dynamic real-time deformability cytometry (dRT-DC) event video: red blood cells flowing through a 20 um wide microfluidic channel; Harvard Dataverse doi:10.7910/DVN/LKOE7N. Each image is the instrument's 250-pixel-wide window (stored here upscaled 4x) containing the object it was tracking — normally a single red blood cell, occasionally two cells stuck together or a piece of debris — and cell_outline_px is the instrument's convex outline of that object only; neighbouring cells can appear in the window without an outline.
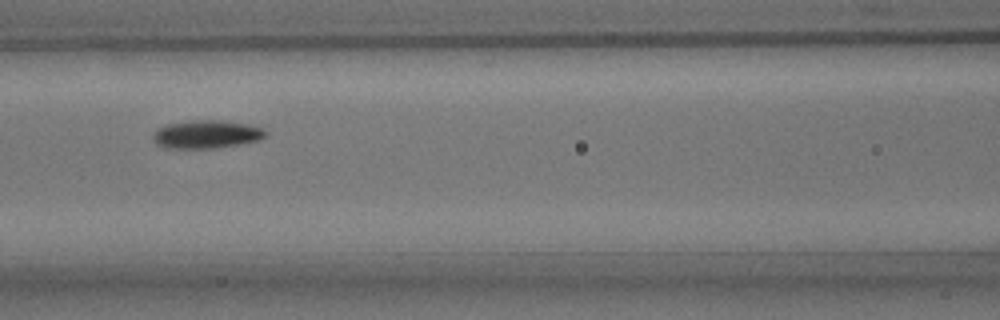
{"species": "common noctule bat (a hibernating species)", "species_latin": "Nyctalus noctula", "temperature_condition": "room temperature", "stored_images_in_passage": 9, "camera_frame_rate_fps": 3000, "um_per_image_px": 0.085, "animal": {"sex": "male", "body_mass_g": 15.6}, "frame": {"image": 1, "passage_image": 7, "time_ms": 7.667, "image_size_px": [1000, 320], "cell_outline_px": [[268, 136], [260, 140], [240, 144], [216, 148], [168, 148], [156, 144], [152, 140], [152, 136], [156, 128], [168, 124], [196, 120], [220, 120], [248, 124], [260, 128], [268, 132]], "centroid_in_image_um": [17.56, 11.42], "position_along_channel_um": 149.0, "area_um2": 18.55}}
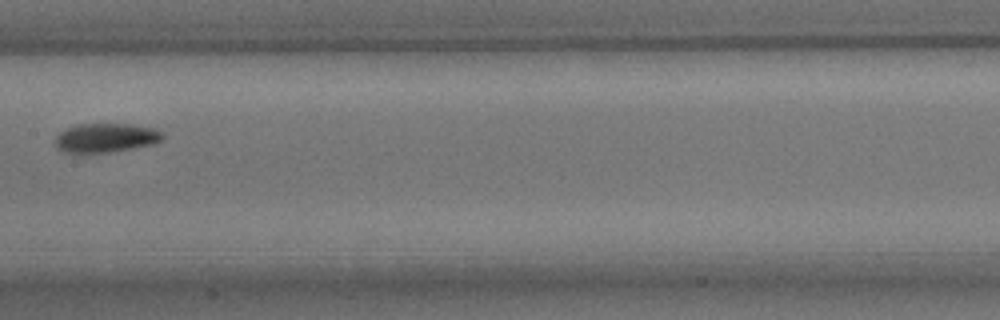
{"frame": {"image": 2, "passage_image": 8, "time_ms": 9.0, "image_size_px": [1000, 320], "cell_outline_px": [[164, 136], [160, 140], [152, 144], [112, 152], [64, 152], [56, 148], [56, 136], [60, 132], [76, 124], [132, 124], [152, 128], [164, 132]], "centroid_in_image_um": [9.0, 11.7], "position_along_channel_um": 198.4, "area_um2": 18.03}}
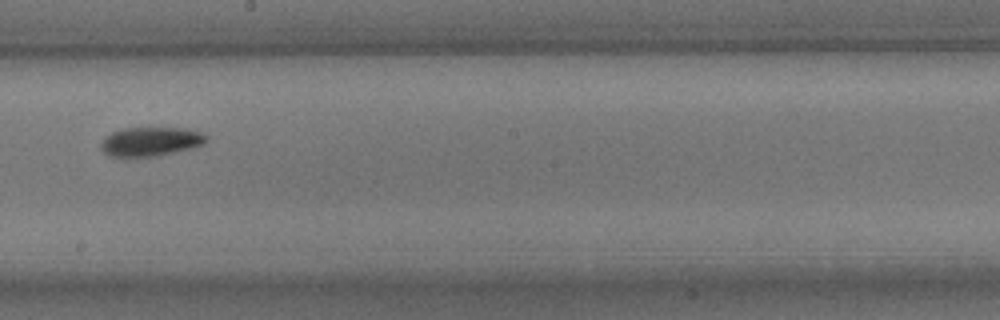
{"frame": {"image": 3, "passage_image": 9, "time_ms": 10.0, "image_size_px": [1000, 320], "cell_outline_px": [[208, 140], [204, 144], [192, 148], [160, 156], [108, 156], [100, 148], [100, 144], [104, 136], [120, 128], [188, 128], [200, 132], [208, 136]], "centroid_in_image_um": [12.81, 12.02], "position_along_channel_um": 235.4, "area_um2": 18.09}}